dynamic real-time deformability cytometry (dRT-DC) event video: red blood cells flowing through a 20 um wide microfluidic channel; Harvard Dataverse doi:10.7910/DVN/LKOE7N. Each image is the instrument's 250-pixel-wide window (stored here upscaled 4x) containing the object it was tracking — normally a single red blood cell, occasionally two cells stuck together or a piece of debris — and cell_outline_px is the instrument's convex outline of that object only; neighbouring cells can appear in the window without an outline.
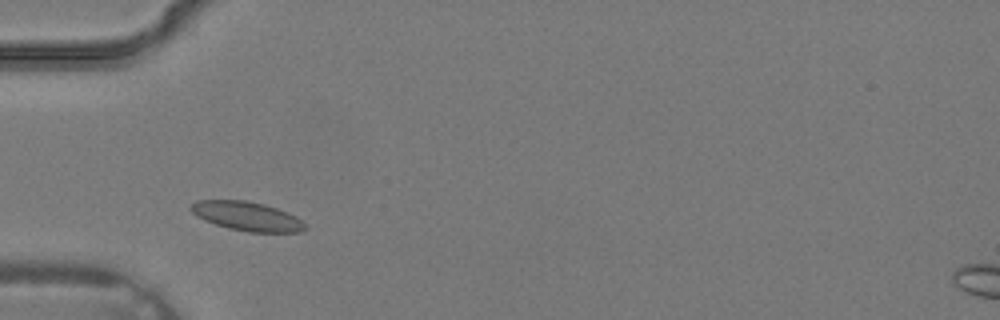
{"species": "common noctule bat (a hibernating species)", "species_latin": "Nyctalus noctula", "temperature_condition": "warm", "stored_images_in_passage": 29, "camera_frame_rate_fps": 3000, "um_per_image_px": 0.085, "animal": {"sex": "male", "body_mass_g": 19.2, "forearm_length_mm": 51.8}, "frame": {"image": 1, "passage_image": 4, "time_ms": 1.0, "image_size_px": [1000, 320], "cell_outline_px": [[308, 228], [300, 232], [248, 232], [228, 228], [204, 220], [196, 216], [188, 208], [196, 200], [244, 200], [264, 204], [288, 212], [296, 216]], "centroid_in_image_um": [20.98, 18.38], "position_along_channel_um": 64.0, "area_um2": 19.36}}
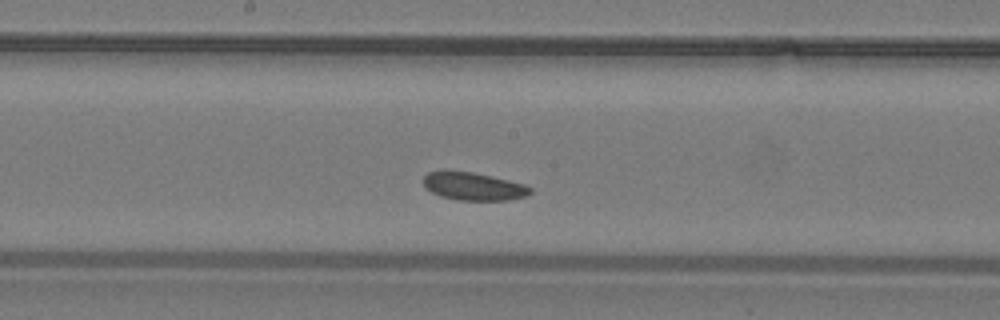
{"frame": {"image": 2, "passage_image": 12, "time_ms": 3.667, "image_size_px": [1000, 320], "cell_outline_px": [[532, 192], [524, 196], [508, 200], [460, 200], [440, 196], [424, 188], [424, 176], [428, 172], [444, 168], [472, 172], [492, 176], [524, 184], [532, 188]], "centroid_in_image_um": [40.18, 15.8], "position_along_channel_um": 208.0, "area_um2": 17.69}}
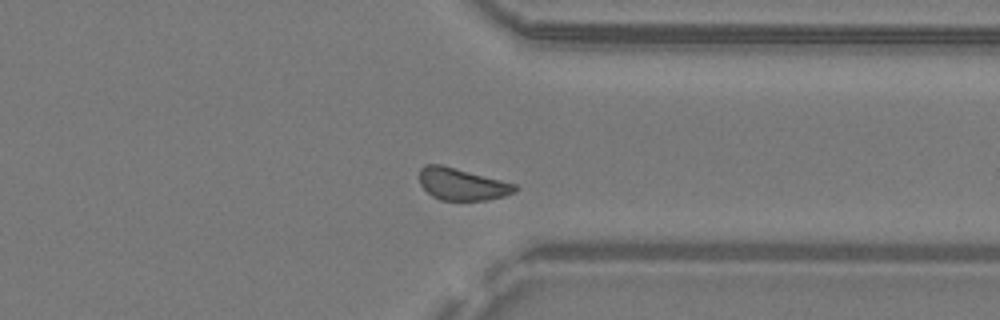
{"frame": {"image": 3, "passage_image": 21, "time_ms": 6.667, "image_size_px": [1000, 320], "cell_outline_px": [[520, 188], [516, 192], [504, 196], [488, 200], [440, 200], [432, 196], [420, 184], [420, 168], [424, 164], [440, 164], [516, 184]], "centroid_in_image_um": [39.28, 15.66], "position_along_channel_um": 372.1, "area_um2": 17.8}}